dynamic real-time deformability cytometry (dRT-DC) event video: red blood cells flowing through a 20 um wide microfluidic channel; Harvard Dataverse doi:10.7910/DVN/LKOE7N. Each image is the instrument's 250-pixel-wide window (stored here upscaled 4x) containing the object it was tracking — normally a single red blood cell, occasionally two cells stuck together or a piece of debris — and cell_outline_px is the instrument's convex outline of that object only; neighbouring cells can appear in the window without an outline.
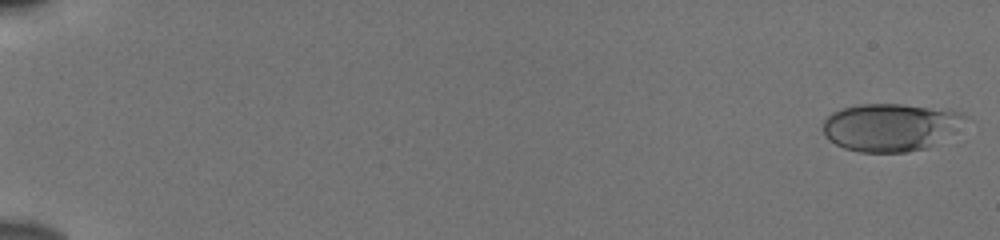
{"species": "human", "species_latin": "Homo sapiens", "temperature_condition": "cold", "stored_images_in_passage": 11, "camera_frame_rate_fps": 3000, "um_per_image_px": 0.085, "donor": {"sex": "male"}, "frame": {"image": 1, "passage_image": 1, "time_ms": 0.0, "image_size_px": [1000, 240], "cell_outline_px": [[968, 116], [952, 132], [928, 148], [908, 152], [860, 152], [844, 148], [828, 140], [824, 132], [824, 120], [832, 112], [844, 108], [860, 104], [900, 104], [948, 108], [964, 112]], "centroid_in_image_um": [75.7, 10.79], "position_along_channel_um": 9.3, "area_um2": 39.59}}